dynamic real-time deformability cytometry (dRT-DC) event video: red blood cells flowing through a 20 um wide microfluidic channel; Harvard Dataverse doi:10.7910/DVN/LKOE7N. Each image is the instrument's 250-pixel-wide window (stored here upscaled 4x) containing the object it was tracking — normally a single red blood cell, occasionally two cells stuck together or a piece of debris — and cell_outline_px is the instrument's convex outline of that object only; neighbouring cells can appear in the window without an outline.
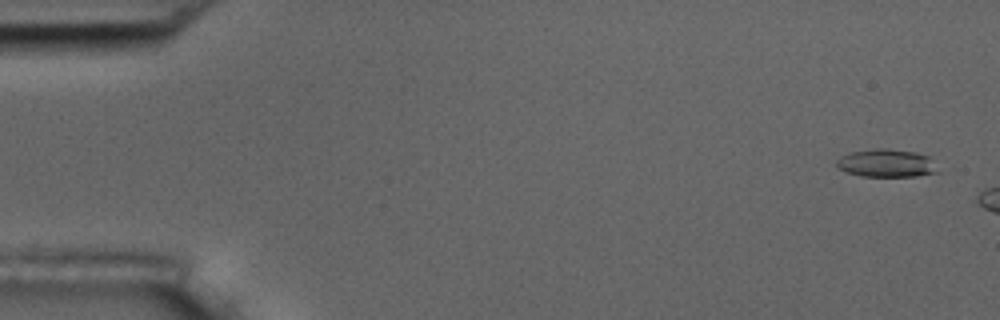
{"species": "common noctule bat (a hibernating species)", "species_latin": "Nyctalus noctula", "temperature_condition": "room temperature", "stored_images_in_passage": 7, "camera_frame_rate_fps": 3000, "um_per_image_px": 0.085, "animal": {"sex": "male", "body_mass_g": 17.5, "forearm_length_mm": 52.3}, "frame": {"image": 1, "passage_image": 2, "time_ms": 0.333, "image_size_px": [1000, 320], "cell_outline_px": [[940, 172], [916, 176], [860, 176], [844, 172], [836, 164], [836, 160], [840, 156], [852, 152], [876, 148], [888, 148], [916, 152], [928, 156]], "centroid_in_image_um": [75.33, 13.87], "position_along_channel_um": 9.7, "area_um2": 16.53}}